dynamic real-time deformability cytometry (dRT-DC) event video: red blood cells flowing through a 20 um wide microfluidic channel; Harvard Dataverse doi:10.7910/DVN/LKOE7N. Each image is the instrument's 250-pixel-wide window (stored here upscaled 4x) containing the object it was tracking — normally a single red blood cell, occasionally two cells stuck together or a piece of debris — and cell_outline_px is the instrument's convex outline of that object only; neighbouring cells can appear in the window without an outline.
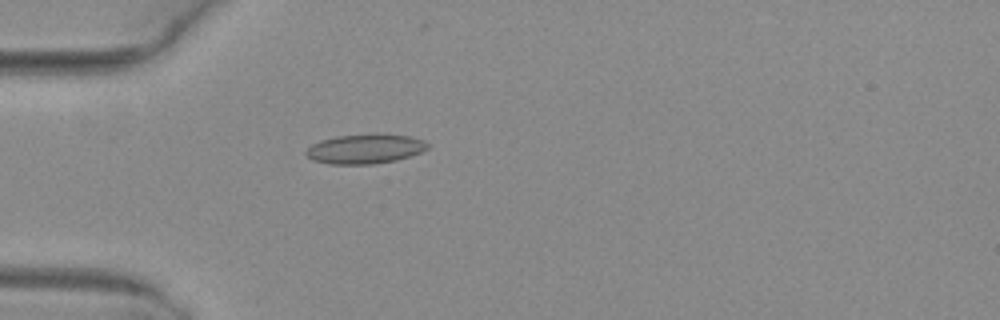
{"species": "common noctule bat (a hibernating species)", "species_latin": "Nyctalus noctula", "temperature_condition": "warm", "stored_images_in_passage": 1, "camera_frame_rate_fps": 3000, "um_per_image_px": 0.085, "animal": {"sex": "female", "body_mass_g": 29.2, "forearm_length_mm": 56.3}, "frame": {"image": 1, "passage_image": 1, "time_ms": 0.0, "image_size_px": [1000, 320], "cell_outline_px": [[432, 144], [428, 148], [420, 152], [396, 160], [372, 164], [328, 164], [312, 160], [304, 152], [312, 144], [320, 140], [336, 136], [376, 132], [412, 136], [424, 140]], "centroid_in_image_um": [31.06, 12.62], "position_along_channel_um": 53.9, "area_um2": 21.44}}